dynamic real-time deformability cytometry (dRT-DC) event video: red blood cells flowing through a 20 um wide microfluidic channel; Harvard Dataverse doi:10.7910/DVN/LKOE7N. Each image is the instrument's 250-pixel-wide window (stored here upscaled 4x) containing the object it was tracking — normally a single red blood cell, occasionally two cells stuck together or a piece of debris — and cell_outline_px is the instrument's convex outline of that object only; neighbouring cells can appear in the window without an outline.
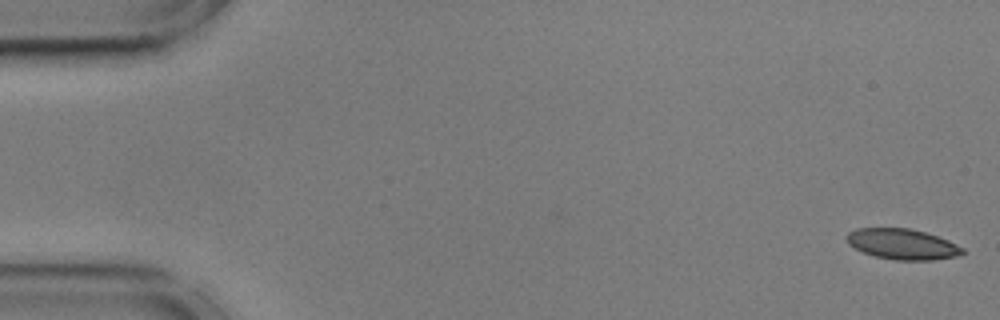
{"species": "common noctule bat (a hibernating species)", "species_latin": "Nyctalus noctula", "temperature_condition": "cold", "stored_images_in_passage": 7, "camera_frame_rate_fps": 3000, "um_per_image_px": 0.085, "animal": {"sex": "male", "body_mass_g": 17.9, "forearm_length_mm": 54.2}, "frame": {"image": 1, "passage_image": 1, "time_ms": 0.0, "image_size_px": [1000, 320], "cell_outline_px": [[964, 252], [956, 256], [932, 260], [896, 260], [876, 256], [864, 252], [848, 244], [848, 232], [856, 228], [908, 228], [924, 232], [948, 240], [964, 248]], "centroid_in_image_um": [76.71, 20.75], "position_along_channel_um": 8.3, "area_um2": 20.35}}